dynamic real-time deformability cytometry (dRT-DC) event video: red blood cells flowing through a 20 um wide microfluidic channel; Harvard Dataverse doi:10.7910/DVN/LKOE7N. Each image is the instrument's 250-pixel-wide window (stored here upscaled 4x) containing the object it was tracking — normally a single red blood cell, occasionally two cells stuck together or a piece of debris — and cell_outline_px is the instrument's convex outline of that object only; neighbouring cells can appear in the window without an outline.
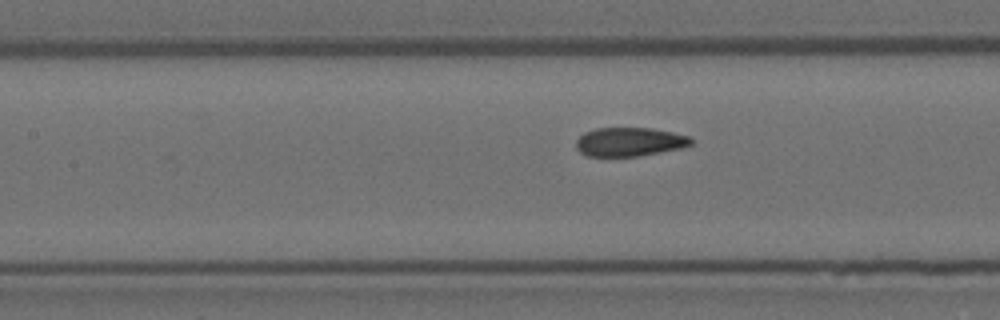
{"species": "Egyptian fruit bat (a non-hibernating species)", "species_latin": "Rousettus aegyptiacus", "temperature_condition": "room temperature", "stored_images_in_passage": 29, "camera_frame_rate_fps": 3000, "um_per_image_px": 0.085, "animal": {"sex": "female"}, "frame": {"image": 1, "passage_image": 23, "time_ms": 7.333, "image_size_px": [1000, 320], "cell_outline_px": [[692, 144], [680, 148], [660, 152], [636, 156], [588, 156], [580, 152], [576, 148], [576, 140], [584, 132], [596, 128], [652, 128], [672, 132], [688, 136], [692, 140]], "centroid_in_image_um": [53.48, 12.05], "position_along_channel_um": 153.9, "area_um2": 19.19}}
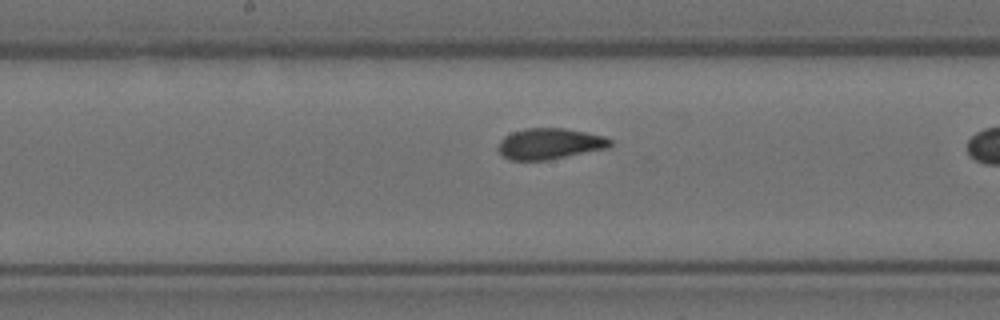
{"frame": {"image": 2, "passage_image": 27, "time_ms": 8.667, "image_size_px": [1000, 320], "cell_outline_px": [[612, 144], [608, 148], [548, 160], [508, 160], [496, 148], [500, 140], [504, 136], [512, 132], [528, 128], [564, 128], [588, 132], [604, 136], [612, 140]], "centroid_in_image_um": [46.72, 12.21], "position_along_channel_um": 201.5, "area_um2": 20.35}}